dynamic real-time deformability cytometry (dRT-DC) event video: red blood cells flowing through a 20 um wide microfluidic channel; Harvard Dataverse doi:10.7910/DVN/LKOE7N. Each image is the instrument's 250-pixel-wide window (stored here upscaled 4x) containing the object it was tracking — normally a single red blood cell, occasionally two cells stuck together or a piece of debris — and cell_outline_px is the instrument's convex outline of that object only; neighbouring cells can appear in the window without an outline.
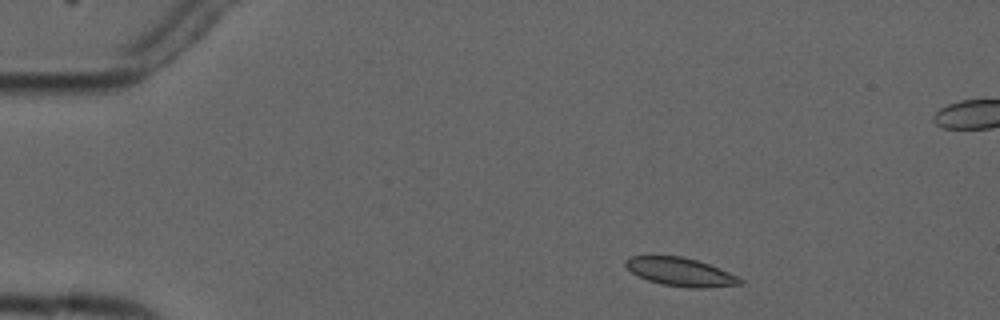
{"species": "common noctule bat (a hibernating species)", "species_latin": "Nyctalus noctula", "temperature_condition": "cold", "stored_images_in_passage": 4, "camera_frame_rate_fps": 3000, "um_per_image_px": 0.085, "animal": {"sex": "male", "forearm_length_mm": 52.5}, "frame": {"image": 1, "passage_image": 1, "time_ms": 0.0, "image_size_px": [1000, 320], "cell_outline_px": [[744, 284], [704, 288], [688, 288], [660, 284], [636, 276], [624, 264], [624, 260], [632, 256], [684, 256], [708, 264], [728, 272], [744, 280]], "centroid_in_image_um": [57.83, 23.12], "position_along_channel_um": 27.2, "area_um2": 18.96}}